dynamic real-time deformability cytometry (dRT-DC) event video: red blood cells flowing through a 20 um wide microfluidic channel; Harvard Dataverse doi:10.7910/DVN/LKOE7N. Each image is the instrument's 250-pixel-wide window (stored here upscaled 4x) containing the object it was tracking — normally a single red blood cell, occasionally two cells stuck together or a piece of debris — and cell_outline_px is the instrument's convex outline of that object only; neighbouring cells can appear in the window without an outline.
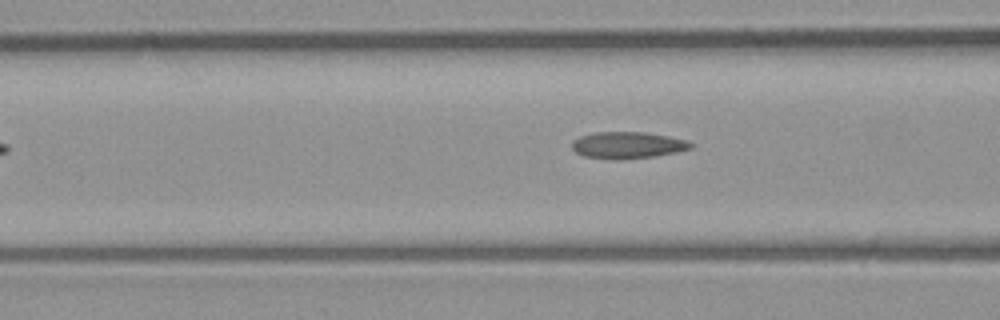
{"species": "common noctule bat (a hibernating species)", "species_latin": "Nyctalus noctula", "temperature_condition": "room temperature", "stored_images_in_passage": 4, "camera_frame_rate_fps": 3000, "um_per_image_px": 0.085, "animal": {"sex": "male", "body_mass_g": 23.1, "forearm_length_mm": 52.7}, "frame": {"image": 1, "passage_image": 4, "time_ms": 3.333, "image_size_px": [1000, 320], "cell_outline_px": [[696, 144], [692, 148], [676, 152], [656, 156], [620, 160], [612, 160], [584, 156], [576, 152], [572, 148], [572, 140], [580, 136], [596, 132], [644, 132], [668, 136], [688, 140]], "centroid_in_image_um": [53.37, 12.34], "position_along_channel_um": 113.2, "area_um2": 18.73}}